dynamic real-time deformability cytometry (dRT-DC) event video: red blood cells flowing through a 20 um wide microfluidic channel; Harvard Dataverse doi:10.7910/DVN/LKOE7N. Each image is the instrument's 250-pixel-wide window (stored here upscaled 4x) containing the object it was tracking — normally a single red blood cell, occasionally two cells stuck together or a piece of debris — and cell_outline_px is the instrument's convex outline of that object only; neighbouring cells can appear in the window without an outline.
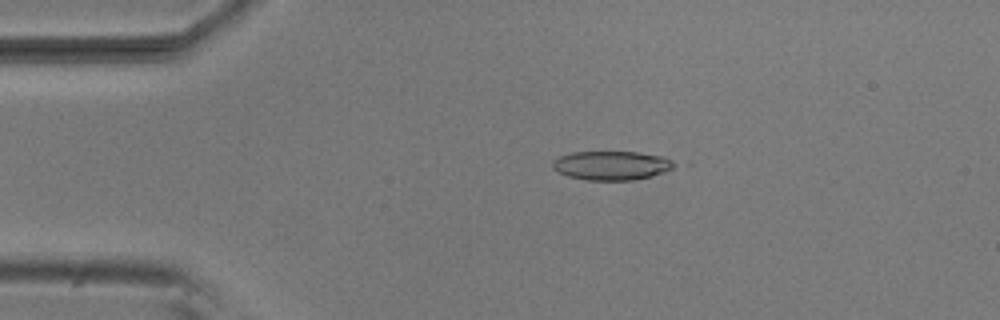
{"species": "common noctule bat (a hibernating species)", "species_latin": "Nyctalus noctula", "temperature_condition": "room temperature", "stored_images_in_passage": 5, "camera_frame_rate_fps": 3000, "um_per_image_px": 0.085, "animal": {"sex": "male", "body_mass_g": 20.5, "forearm_length_mm": 52.5}, "frame": {"image": 1, "passage_image": 4, "time_ms": 1.0, "image_size_px": [1000, 320], "cell_outline_px": [[680, 164], [664, 172], [652, 176], [632, 180], [584, 180], [568, 176], [552, 168], [552, 160], [560, 156], [572, 152], [640, 152], [664, 156]], "centroid_in_image_um": [52.02, 14.06], "position_along_channel_um": 33.0, "area_um2": 20.75}}